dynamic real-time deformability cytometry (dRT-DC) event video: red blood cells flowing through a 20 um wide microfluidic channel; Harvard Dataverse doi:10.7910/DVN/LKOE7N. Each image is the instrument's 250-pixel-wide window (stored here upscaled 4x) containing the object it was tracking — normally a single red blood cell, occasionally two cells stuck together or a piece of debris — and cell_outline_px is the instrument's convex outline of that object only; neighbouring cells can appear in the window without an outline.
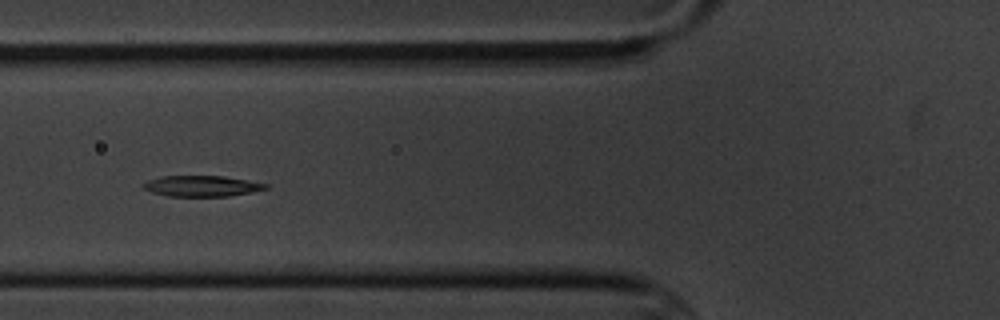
{"species": "common noctule bat (a hibernating species)", "species_latin": "Nyctalus noctula", "temperature_condition": "cold", "stored_images_in_passage": 9, "camera_frame_rate_fps": 3000, "um_per_image_px": 0.085, "animal": {"sex": "male", "body_mass_g": 20.1, "forearm_length_mm": 53.5}, "frame": {"image": 1, "passage_image": 6, "time_ms": 5.667, "image_size_px": [1000, 320], "cell_outline_px": [[268, 188], [252, 192], [228, 196], [168, 196], [152, 192], [144, 188], [140, 184], [148, 180], [164, 176], [224, 176], [248, 180], [268, 184]], "centroid_in_image_um": [17.15, 15.81], "position_along_channel_um": 108.6, "area_um2": 14.8}}
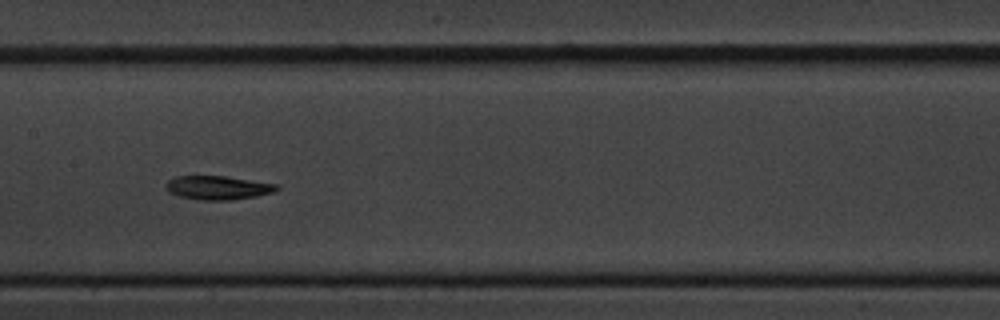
{"frame": {"image": 2, "passage_image": 8, "time_ms": 8.0, "image_size_px": [1000, 320], "cell_outline_px": [[280, 188], [272, 192], [256, 196], [232, 200], [200, 200], [180, 196], [168, 192], [164, 184], [168, 180], [176, 176], [224, 176], [276, 184]], "centroid_in_image_um": [18.48, 15.95], "position_along_channel_um": 188.9, "area_um2": 15.26}}
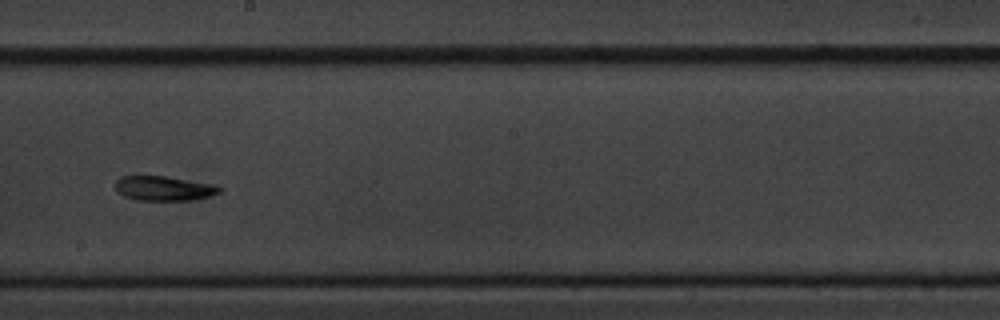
{"frame": {"image": 3, "passage_image": 9, "time_ms": 9.333, "image_size_px": [1000, 320], "cell_outline_px": [[224, 188], [220, 192], [208, 196], [192, 200], [136, 200], [124, 196], [116, 192], [116, 180], [120, 176], [164, 176], [216, 184]], "centroid_in_image_um": [13.94, 16.01], "position_along_channel_um": 234.3, "area_um2": 15.03}}